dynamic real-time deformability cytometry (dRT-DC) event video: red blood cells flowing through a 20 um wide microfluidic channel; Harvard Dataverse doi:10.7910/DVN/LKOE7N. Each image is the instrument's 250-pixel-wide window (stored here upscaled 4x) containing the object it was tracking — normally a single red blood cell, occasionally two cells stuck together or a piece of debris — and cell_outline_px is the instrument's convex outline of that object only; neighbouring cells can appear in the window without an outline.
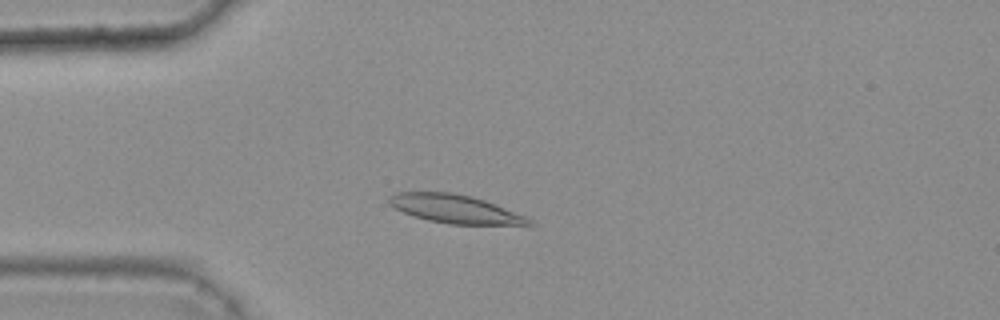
{"species": "common noctule bat (a hibernating species)", "species_latin": "Nyctalus noctula", "temperature_condition": "warm", "stored_images_in_passage": 44, "camera_frame_rate_fps": 3000, "um_per_image_px": 0.085, "animal": {"sex": "female", "body_mass_g": 25.1}, "frame": {"image": 1, "passage_image": 13, "time_ms": 4.0, "image_size_px": [1000, 320], "cell_outline_px": [[536, 224], [448, 224], [428, 220], [412, 216], [388, 204], [388, 196], [396, 192], [452, 192], [472, 196], [484, 200], [524, 216], [532, 220]], "centroid_in_image_um": [38.6, 17.75], "position_along_channel_um": 46.4, "area_um2": 22.89}}
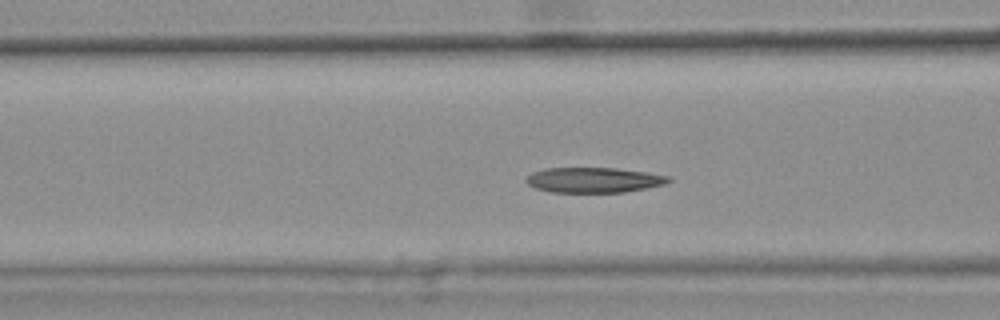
{"frame": {"image": 2, "passage_image": 20, "time_ms": 6.333, "image_size_px": [1000, 320], "cell_outline_px": [[672, 180], [664, 184], [624, 192], [552, 192], [536, 188], [528, 184], [524, 180], [532, 172], [544, 168], [616, 168], [644, 172], [668, 176]], "centroid_in_image_um": [50.43, 15.29], "position_along_channel_um": 116.2, "area_um2": 20.69}}
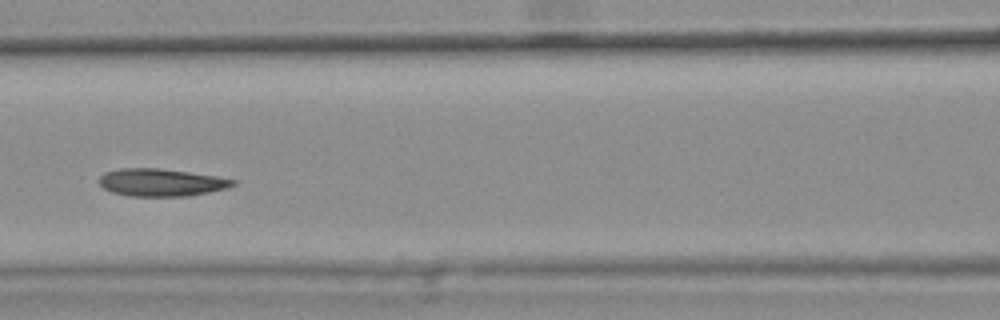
{"frame": {"image": 3, "passage_image": 23, "time_ms": 7.333, "image_size_px": [1000, 320], "cell_outline_px": [[236, 184], [224, 188], [208, 192], [188, 196], [128, 196], [112, 192], [104, 188], [96, 180], [104, 172], [120, 168], [156, 168], [188, 172], [216, 176], [236, 180]], "centroid_in_image_um": [13.64, 15.5], "position_along_channel_um": 153.0, "area_um2": 21.39}, "authors_computed_cell_mechanics": {"area_um2": 21.9929, "velocity_mm_per_s": 3.6779, "shape_relaxation_time_tau1_ms": null, "shape_relaxation_time_tau2_ms": 2.4768, "deformation_change_tau1": null, "deformation_change_tau2": 0.0751}}